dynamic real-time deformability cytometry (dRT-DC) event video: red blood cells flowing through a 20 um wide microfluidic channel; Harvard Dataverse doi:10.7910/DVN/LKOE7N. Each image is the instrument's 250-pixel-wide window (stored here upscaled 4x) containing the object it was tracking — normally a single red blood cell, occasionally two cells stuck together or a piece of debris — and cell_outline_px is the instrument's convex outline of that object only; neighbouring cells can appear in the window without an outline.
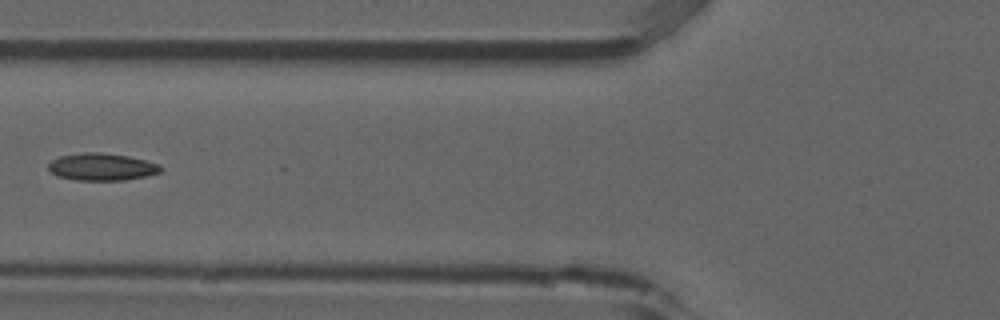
{"species": "common noctule bat (a hibernating species)", "species_latin": "Nyctalus noctula", "temperature_condition": "room temperature", "stored_images_in_passage": 5, "camera_frame_rate_fps": 3000, "um_per_image_px": 0.085, "animal": {"sex": "male", "forearm_length_mm": 52.5}, "frame": {"image": 1, "passage_image": 5, "time_ms": 1.333, "image_size_px": [1000, 320], "cell_outline_px": [[164, 168], [160, 172], [148, 176], [124, 180], [76, 180], [56, 176], [48, 168], [48, 164], [52, 160], [60, 156], [84, 152], [100, 152], [128, 156], [160, 164]], "centroid_in_image_um": [8.67, 14.18], "position_along_channel_um": 117.1, "area_um2": 17.92}}